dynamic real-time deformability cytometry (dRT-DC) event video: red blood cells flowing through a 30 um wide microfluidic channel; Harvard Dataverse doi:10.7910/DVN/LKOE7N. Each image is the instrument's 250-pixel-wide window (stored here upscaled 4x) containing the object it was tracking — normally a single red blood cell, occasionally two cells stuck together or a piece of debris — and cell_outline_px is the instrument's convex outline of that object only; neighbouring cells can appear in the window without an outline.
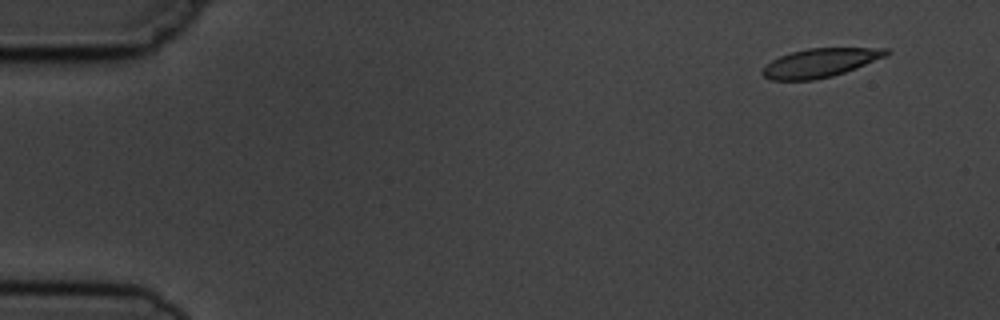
{"species": "common noctule bat (a hibernating species)", "species_latin": "Nyctalus noctula", "temperature_condition": "cold", "stored_images_in_passage": 8, "camera_frame_rate_fps": 3000, "um_per_image_px": 0.085, "animal": {"sex": "male", "body_mass_g": 19.5, "forearm_length_mm": 54.6}, "frame": {"image": 1, "passage_image": 1, "time_ms": 0.0, "image_size_px": [1000, 320], "cell_outline_px": [[892, 52], [888, 56], [856, 68], [832, 76], [812, 80], [772, 80], [764, 76], [760, 72], [772, 60], [780, 56], [792, 52], [808, 48], [888, 48]], "centroid_in_image_um": [69.76, 5.33], "position_along_channel_um": 15.2, "area_um2": 20.69}}
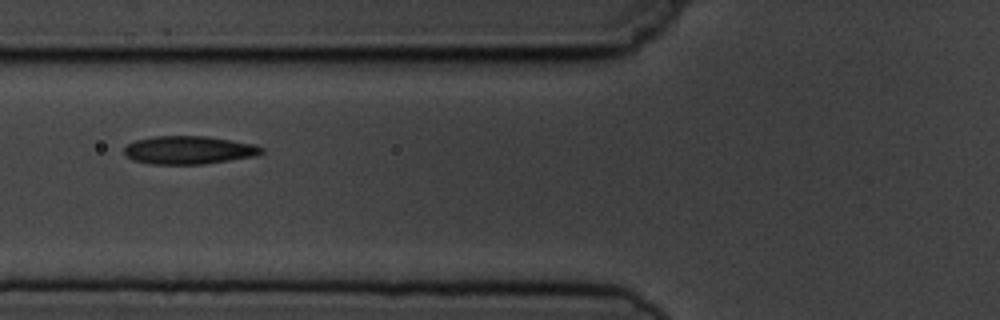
{"frame": {"image": 2, "passage_image": 6, "time_ms": 5.667, "image_size_px": [1000, 320], "cell_outline_px": [[264, 152], [252, 156], [204, 164], [152, 164], [132, 160], [124, 152], [124, 148], [128, 144], [136, 140], [152, 136], [208, 136], [232, 140], [252, 144], [264, 148]], "centroid_in_image_um": [16.02, 12.75], "position_along_channel_um": 109.8, "area_um2": 22.37}}
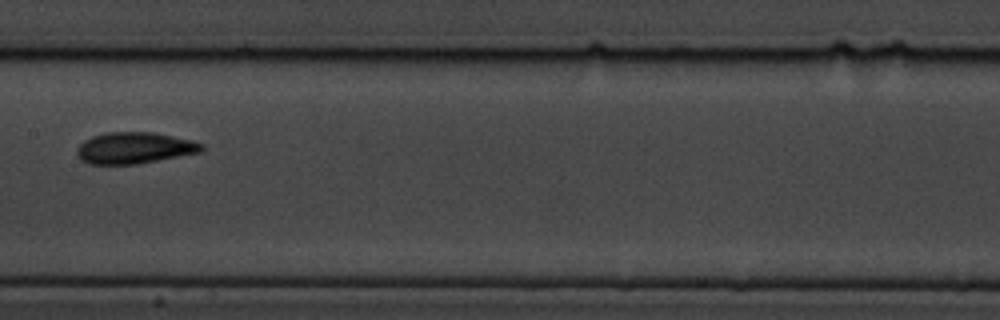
{"frame": {"image": 3, "passage_image": 8, "time_ms": 8.0, "image_size_px": [1000, 320], "cell_outline_px": [[204, 148], [200, 152], [136, 164], [88, 164], [80, 160], [76, 152], [76, 148], [84, 140], [92, 136], [104, 132], [152, 132], [192, 140], [204, 144]], "centroid_in_image_um": [11.38, 12.57], "position_along_channel_um": 196.0, "area_um2": 22.83}}